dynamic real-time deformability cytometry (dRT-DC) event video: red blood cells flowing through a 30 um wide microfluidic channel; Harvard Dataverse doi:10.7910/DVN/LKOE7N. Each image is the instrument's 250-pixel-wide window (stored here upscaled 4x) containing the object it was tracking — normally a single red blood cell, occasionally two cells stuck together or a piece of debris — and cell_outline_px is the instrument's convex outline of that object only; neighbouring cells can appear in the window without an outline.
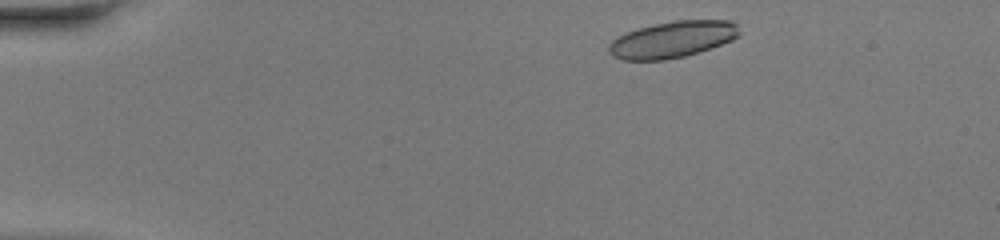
{"species": "common noctule bat (a hibernating species)", "species_latin": "Nyctalus noctula", "temperature_condition": "warm", "stored_images_in_passage": 40, "camera_frame_rate_fps": 3000, "um_per_image_px": 0.085, "animal": {"sex": "female", "body_mass_g": 20.0, "forearm_length_mm": 54.0}, "frame": {"image": 1, "passage_image": 1, "time_ms": 0.0, "image_size_px": [1000, 240], "cell_outline_px": [[740, 36], [732, 40], [684, 56], [660, 60], [620, 60], [612, 56], [608, 52], [608, 44], [612, 40], [628, 32], [640, 28], [672, 20], [732, 20], [736, 24], [740, 32]], "centroid_in_image_um": [57.15, 3.35], "position_along_channel_um": 27.8, "area_um2": 27.51}}
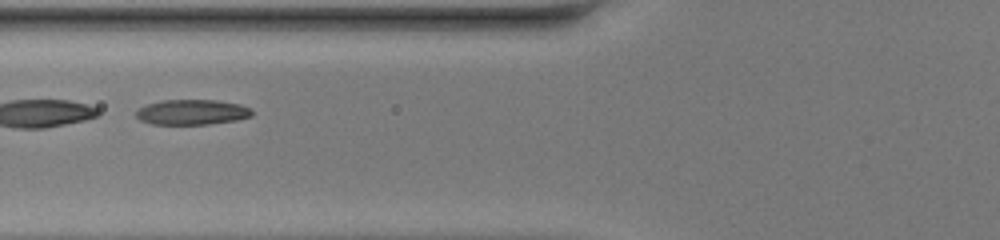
{"frame": {"image": 2, "passage_image": 13, "time_ms": 4.0, "image_size_px": [1000, 240], "cell_outline_px": [[252, 116], [236, 120], [208, 124], [152, 124], [140, 120], [136, 116], [136, 112], [140, 108], [148, 104], [160, 100], [216, 100], [240, 104], [248, 108], [252, 112]], "centroid_in_image_um": [16.31, 9.53], "position_along_channel_um": 109.5, "area_um2": 16.88}}
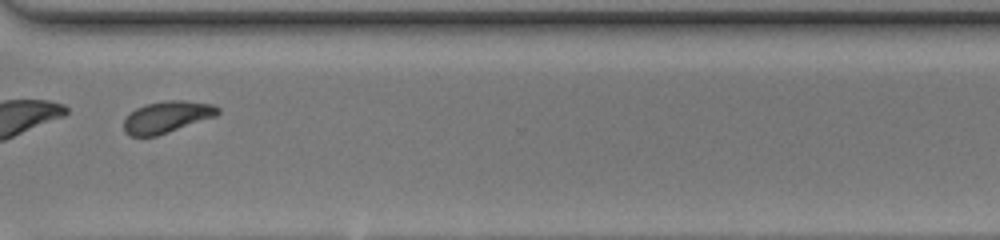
{"frame": {"image": 3, "passage_image": 30, "time_ms": 9.667, "image_size_px": [1000, 240], "cell_outline_px": [[220, 112], [216, 116], [156, 136], [128, 136], [124, 132], [124, 120], [136, 108], [144, 104], [168, 100], [184, 100], [212, 104], [220, 108]], "centroid_in_image_um": [14.19, 9.94], "position_along_channel_um": 356.4, "area_um2": 17.28}, "authors_computed_cell_mechanics": {"area_um2": 17.5423, "velocity_mm_per_s": 4.3547, "shape_relaxation_time_tau1_ms": 3.7686, "shape_relaxation_time_tau2_ms": 0.9678, "deformation_change_tau1": 0.1614, "deformation_change_tau2": 0.0589}}